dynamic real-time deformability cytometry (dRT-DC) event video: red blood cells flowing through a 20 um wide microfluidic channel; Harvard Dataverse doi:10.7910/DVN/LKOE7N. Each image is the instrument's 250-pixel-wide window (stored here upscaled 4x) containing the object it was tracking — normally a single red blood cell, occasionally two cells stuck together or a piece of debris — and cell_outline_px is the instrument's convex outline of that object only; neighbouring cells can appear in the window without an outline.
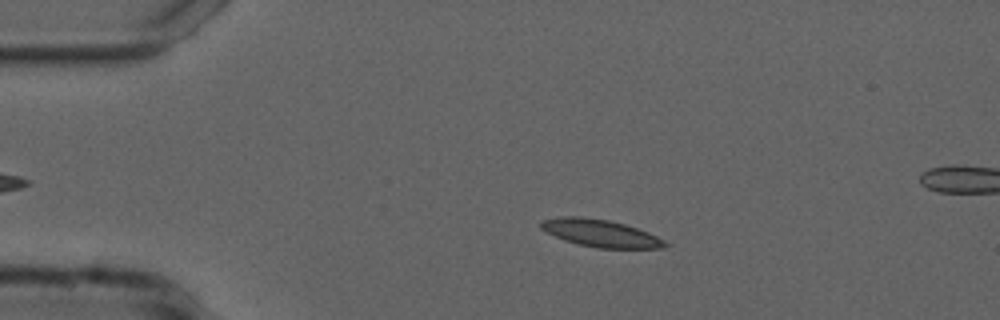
{"species": "common noctule bat (a hibernating species)", "species_latin": "Nyctalus noctula", "temperature_condition": "cold", "stored_images_in_passage": 48, "camera_frame_rate_fps": 3000, "um_per_image_px": 0.085, "animal": {"sex": "male", "forearm_length_mm": 52.5}, "frame": {"image": 1, "passage_image": 11, "time_ms": 3.333, "image_size_px": [1000, 320], "cell_outline_px": [[668, 244], [664, 248], [596, 248], [564, 240], [540, 228], [540, 220], [560, 216], [580, 216], [608, 220], [624, 224], [648, 232], [664, 240]], "centroid_in_image_um": [51.02, 19.81], "position_along_channel_um": 34.0, "area_um2": 19.65}}
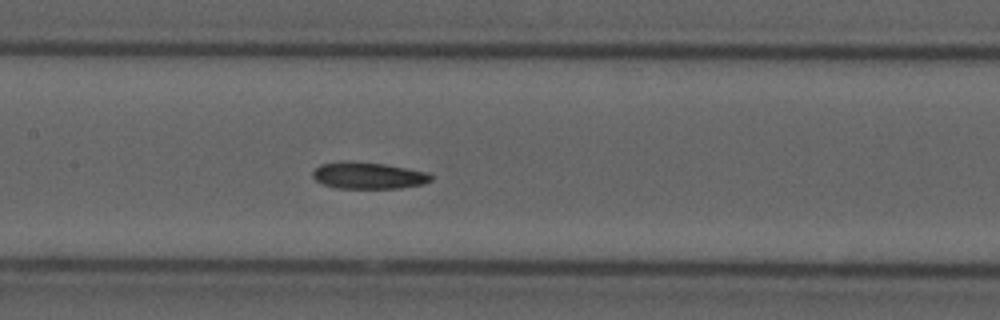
{"frame": {"image": 2, "passage_image": 26, "time_ms": 8.333, "image_size_px": [1000, 320], "cell_outline_px": [[432, 180], [424, 184], [400, 188], [336, 188], [324, 184], [316, 180], [312, 176], [312, 172], [320, 164], [384, 164], [428, 172], [432, 176]], "centroid_in_image_um": [31.39, 14.97], "position_along_channel_um": 176.0, "area_um2": 17.51}}
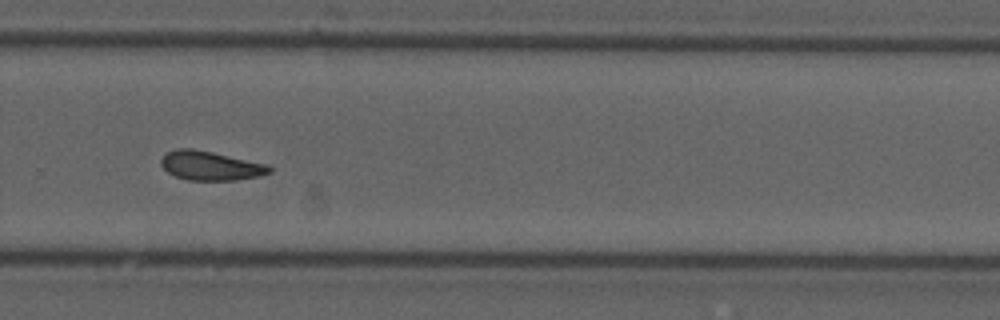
{"frame": {"image": 3, "passage_image": 37, "time_ms": 12.0, "image_size_px": [1000, 320], "cell_outline_px": [[272, 172], [260, 176], [236, 180], [188, 180], [176, 176], [168, 172], [160, 164], [160, 160], [168, 152], [176, 148], [192, 148], [212, 152], [268, 164], [272, 168]], "centroid_in_image_um": [17.92, 14.09], "position_along_channel_um": 311.9, "area_um2": 18.38}, "authors_computed_cell_mechanics": {"area_um2": 18.6694, "velocity_mm_per_s": 3.7159, "shape_relaxation_time_tau1_ms": null, "shape_relaxation_time_tau2_ms": 4.3428, "deformation_change_tau1": null, "deformation_change_tau2": 0.11}}